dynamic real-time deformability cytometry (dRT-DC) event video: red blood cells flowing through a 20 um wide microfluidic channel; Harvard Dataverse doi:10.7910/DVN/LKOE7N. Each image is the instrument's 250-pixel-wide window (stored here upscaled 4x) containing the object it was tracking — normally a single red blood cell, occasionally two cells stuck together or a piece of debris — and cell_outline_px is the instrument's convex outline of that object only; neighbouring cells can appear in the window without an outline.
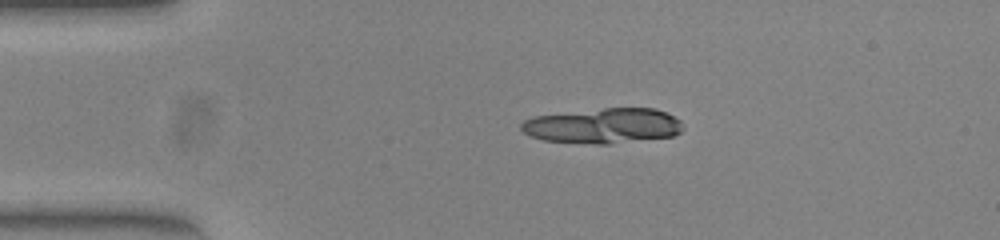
{"species": "common noctule bat (a hibernating species)", "species_latin": "Nyctalus noctula", "temperature_condition": "warm", "stored_images_in_passage": 20, "camera_frame_rate_fps": 3000, "um_per_image_px": 0.085, "animal": {"sex": "female", "body_mass_g": 23.0, "forearm_length_mm": 53.4}, "frame": {"image": 1, "passage_image": 4, "time_ms": 1.0, "image_size_px": [1000, 240], "cell_outline_px": [[684, 128], [680, 132], [672, 136], [608, 144], [596, 144], [544, 140], [532, 136], [524, 132], [520, 128], [520, 124], [524, 120], [532, 116], [604, 108], [656, 108], [680, 120]], "centroid_in_image_um": [51.26, 10.69], "position_along_channel_um": 33.7, "area_um2": 33.0}}